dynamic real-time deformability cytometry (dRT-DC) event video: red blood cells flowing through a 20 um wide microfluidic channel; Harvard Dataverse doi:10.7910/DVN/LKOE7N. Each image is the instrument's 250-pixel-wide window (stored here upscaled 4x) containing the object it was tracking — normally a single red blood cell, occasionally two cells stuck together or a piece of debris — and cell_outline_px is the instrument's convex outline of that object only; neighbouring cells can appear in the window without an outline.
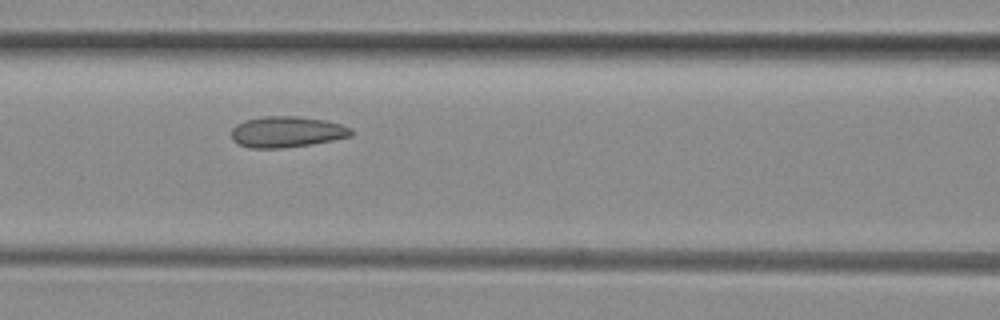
{"species": "common noctule bat (a hibernating species)", "species_latin": "Nyctalus noctula", "temperature_condition": "room temperature", "stored_images_in_passage": 10, "camera_frame_rate_fps": 3000, "um_per_image_px": 0.085, "animal": {"sex": "female", "body_mass_g": 29.2, "forearm_length_mm": 56.3}, "frame": {"image": 1, "passage_image": 6, "time_ms": 6.333, "image_size_px": [1000, 320], "cell_outline_px": [[352, 136], [312, 144], [284, 148], [248, 148], [232, 140], [232, 128], [236, 124], [244, 120], [264, 116], [300, 116], [324, 120], [340, 124], [352, 128]], "centroid_in_image_um": [24.37, 11.21], "position_along_channel_um": 142.2, "area_um2": 21.73}}